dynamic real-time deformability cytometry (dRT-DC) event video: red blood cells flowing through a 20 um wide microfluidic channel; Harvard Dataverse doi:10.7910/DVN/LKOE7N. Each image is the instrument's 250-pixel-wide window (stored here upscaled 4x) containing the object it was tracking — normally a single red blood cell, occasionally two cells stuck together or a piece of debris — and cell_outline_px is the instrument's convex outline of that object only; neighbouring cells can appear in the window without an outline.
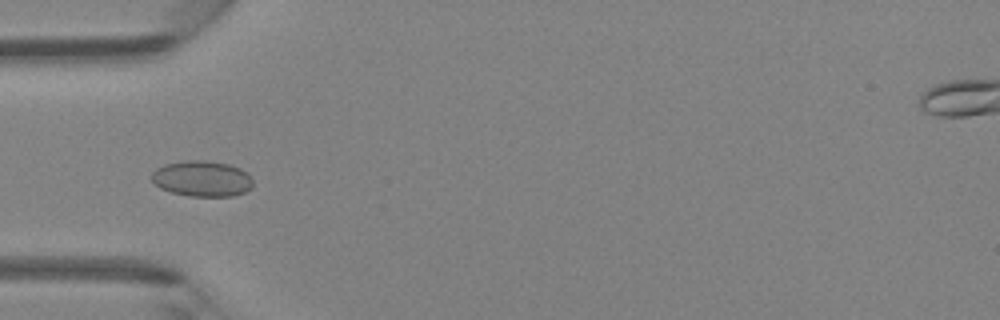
{"species": "Egyptian fruit bat (a non-hibernating species)", "species_latin": "Rousettus aegyptiacus", "temperature_condition": "room temperature", "stored_images_in_passage": 4, "camera_frame_rate_fps": 3000, "um_per_image_px": 0.085, "animal": {"sex": "female"}, "frame": {"image": 1, "passage_image": 4, "time_ms": 4.333, "image_size_px": [1000, 320], "cell_outline_px": [[252, 188], [244, 192], [232, 196], [188, 196], [172, 192], [160, 188], [152, 180], [152, 172], [156, 168], [164, 164], [188, 160], [204, 160], [228, 164], [240, 168], [248, 172], [252, 180]], "centroid_in_image_um": [17.18, 15.18], "position_along_channel_um": 67.8, "area_um2": 21.15}}